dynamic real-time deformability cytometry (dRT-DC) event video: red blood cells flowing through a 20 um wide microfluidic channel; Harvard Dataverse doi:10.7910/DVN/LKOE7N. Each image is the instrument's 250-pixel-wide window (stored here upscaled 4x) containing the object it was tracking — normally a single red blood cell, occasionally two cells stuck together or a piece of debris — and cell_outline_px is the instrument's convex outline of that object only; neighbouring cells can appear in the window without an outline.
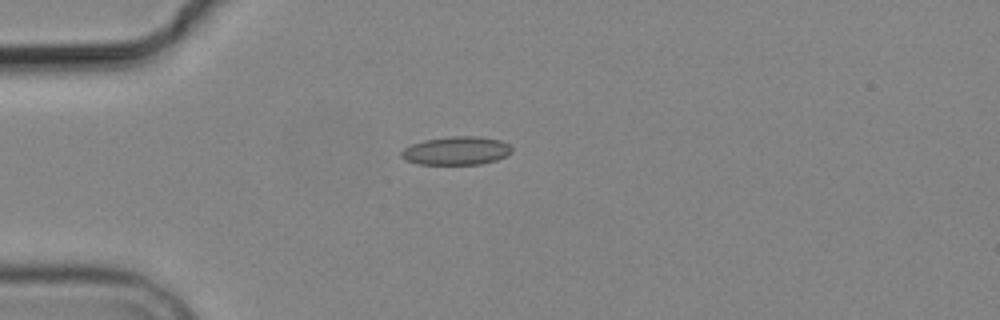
{"species": "common noctule bat (a hibernating species)", "species_latin": "Nyctalus noctula", "temperature_condition": "cold", "stored_images_in_passage": 3, "camera_frame_rate_fps": 3000, "um_per_image_px": 0.085, "animal": {"sex": "male", "body_mass_g": 19.2, "forearm_length_mm": 51.8}, "frame": {"image": 1, "passage_image": 1, "time_ms": 0.0, "image_size_px": [1000, 320], "cell_outline_px": [[512, 152], [508, 156], [496, 160], [480, 164], [420, 164], [404, 160], [400, 156], [400, 152], [404, 148], [412, 144], [424, 140], [448, 136], [476, 136], [500, 140], [508, 144], [512, 148]], "centroid_in_image_um": [38.79, 12.81], "position_along_channel_um": 46.2, "area_um2": 18.38}}
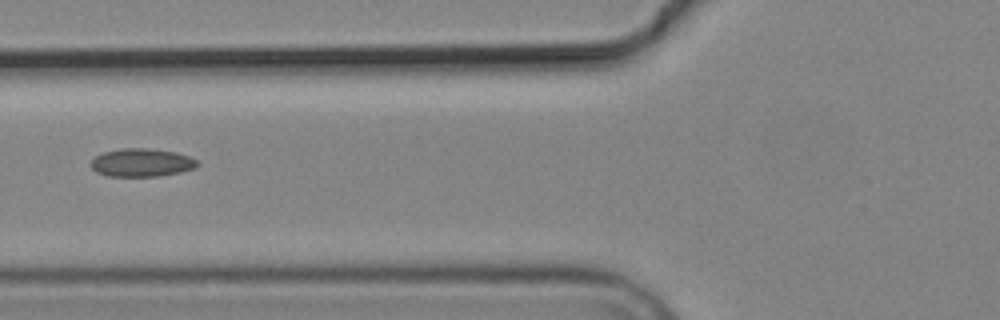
{"frame": {"image": 2, "passage_image": 3, "time_ms": 2.333, "image_size_px": [1000, 320], "cell_outline_px": [[200, 164], [196, 168], [180, 172], [160, 176], [108, 176], [96, 172], [92, 168], [92, 160], [96, 156], [104, 152], [124, 148], [152, 148], [176, 152], [188, 156], [196, 160]], "centroid_in_image_um": [12.07, 13.82], "position_along_channel_um": 113.7, "area_um2": 17.46}}